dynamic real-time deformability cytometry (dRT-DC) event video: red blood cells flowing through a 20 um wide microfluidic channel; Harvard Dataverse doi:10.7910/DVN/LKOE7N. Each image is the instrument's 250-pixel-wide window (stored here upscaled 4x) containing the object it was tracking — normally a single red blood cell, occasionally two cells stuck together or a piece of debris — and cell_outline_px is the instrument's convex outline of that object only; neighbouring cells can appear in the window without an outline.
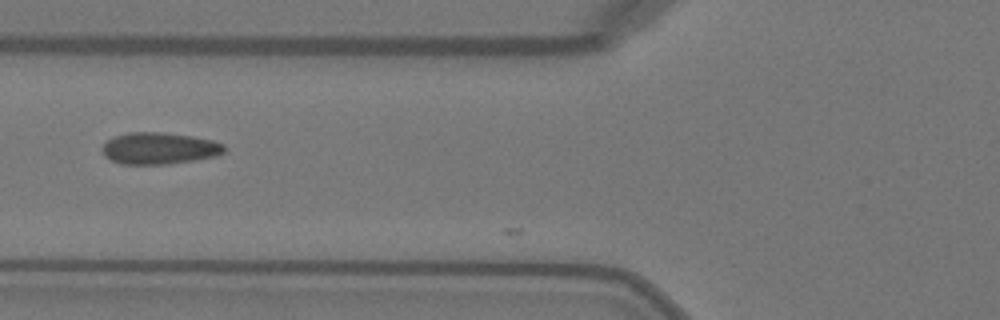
{"species": "Egyptian fruit bat (a non-hibernating species)", "species_latin": "Rousettus aegyptiacus", "temperature_condition": "warm", "stored_images_in_passage": 6, "camera_frame_rate_fps": 3000, "um_per_image_px": 0.085, "animal": {"sex": "female"}, "frame": {"image": 1, "passage_image": 3, "time_ms": 0.667, "image_size_px": [1000, 320], "cell_outline_px": [[224, 152], [216, 156], [196, 160], [168, 164], [120, 164], [108, 160], [104, 156], [100, 148], [112, 136], [128, 132], [160, 132], [192, 136], [212, 140], [224, 144]], "centroid_in_image_um": [13.48, 12.61], "position_along_channel_um": 112.3, "area_um2": 22.83}}